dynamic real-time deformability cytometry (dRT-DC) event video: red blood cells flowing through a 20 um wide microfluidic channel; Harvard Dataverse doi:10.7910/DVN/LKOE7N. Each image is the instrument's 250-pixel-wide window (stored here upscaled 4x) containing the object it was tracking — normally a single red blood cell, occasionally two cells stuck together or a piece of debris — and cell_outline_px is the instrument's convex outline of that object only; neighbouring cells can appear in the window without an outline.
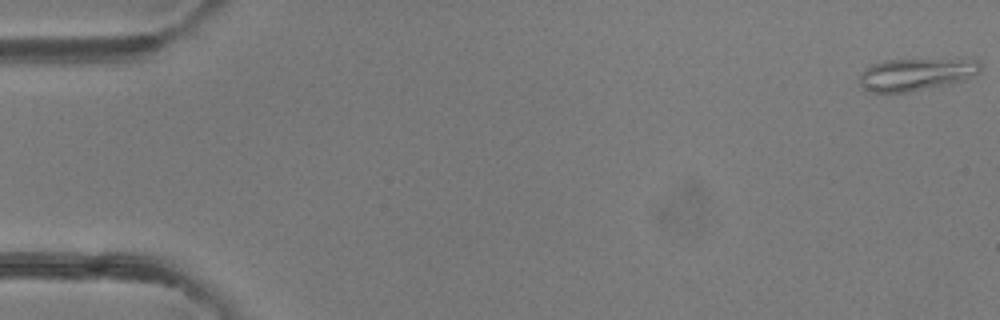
{"species": "common noctule bat (a hibernating species)", "species_latin": "Nyctalus noctula", "temperature_condition": "room temperature", "stored_images_in_passage": 9, "camera_frame_rate_fps": 3000, "um_per_image_px": 0.085, "animal": {"sex": "female"}, "frame": {"image": 1, "passage_image": 1, "time_ms": 0.0, "image_size_px": [1000, 320], "cell_outline_px": [[980, 72], [964, 80], [948, 84], [912, 92], [868, 92], [860, 84], [860, 76], [864, 68], [872, 64], [884, 60], [956, 56], [972, 56], [980, 64]], "centroid_in_image_um": [77.97, 6.25], "position_along_channel_um": 7.0, "area_um2": 24.1}}